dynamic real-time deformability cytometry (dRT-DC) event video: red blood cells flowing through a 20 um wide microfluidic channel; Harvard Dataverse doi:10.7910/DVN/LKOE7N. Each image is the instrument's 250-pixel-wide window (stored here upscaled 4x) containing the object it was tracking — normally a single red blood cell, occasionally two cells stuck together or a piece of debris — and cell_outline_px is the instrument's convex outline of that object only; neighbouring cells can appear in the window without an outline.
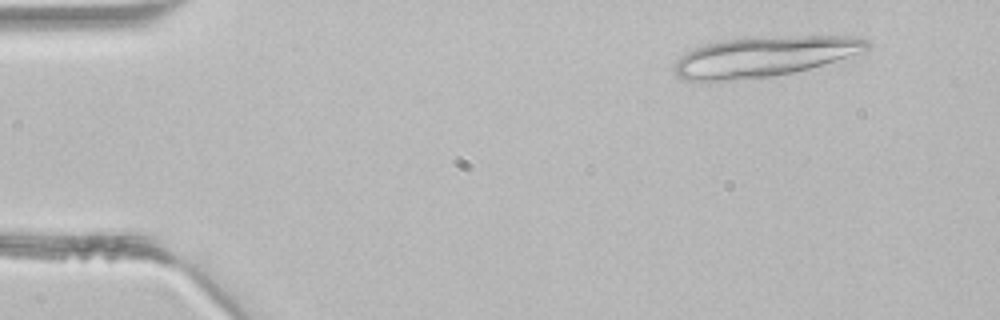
{"species": "common noctule bat (a hibernating species)", "species_latin": "Nyctalus noctula", "temperature_condition": "room temperature", "stored_images_in_passage": 3, "camera_frame_rate_fps": 3000, "um_per_image_px": 0.085, "animal": {"sex": "male", "body_mass_g": 21.5, "forearm_length_mm": 52.0}, "frame": {"image": 1, "passage_image": 1, "time_ms": 0.0, "image_size_px": [1000, 320], "cell_outline_px": [[872, 44], [864, 52], [808, 68], [792, 72], [772, 76], [708, 84], [688, 80], [680, 76], [676, 72], [676, 60], [680, 56], [704, 44], [720, 40], [744, 36], [848, 36], [872, 40]], "centroid_in_image_um": [64.93, 4.8], "position_along_channel_um": 20.1, "area_um2": 45.89}}